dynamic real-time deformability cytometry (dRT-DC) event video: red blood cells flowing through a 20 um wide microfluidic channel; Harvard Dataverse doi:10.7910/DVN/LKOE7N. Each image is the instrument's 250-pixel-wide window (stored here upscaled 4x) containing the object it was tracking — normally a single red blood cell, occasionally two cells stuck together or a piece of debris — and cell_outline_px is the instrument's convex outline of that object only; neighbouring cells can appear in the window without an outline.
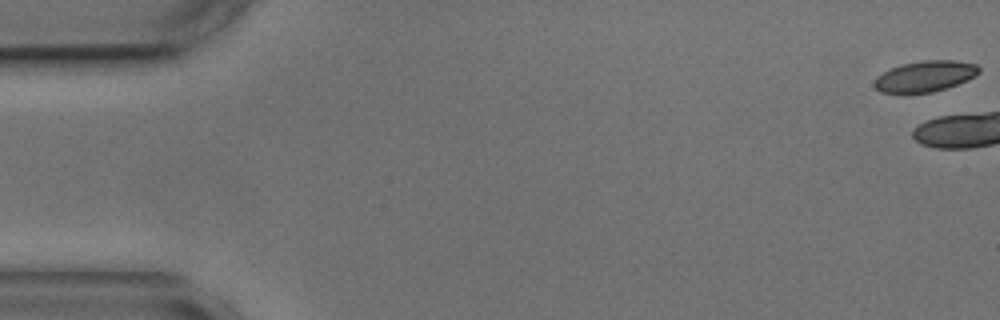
{"species": "common noctule bat (a hibernating species)", "species_latin": "Nyctalus noctula", "temperature_condition": "cold", "stored_images_in_passage": 6, "camera_frame_rate_fps": 3000, "um_per_image_px": 0.085, "animal": {"sex": "male", "body_mass_g": 17.9, "forearm_length_mm": 54.2}, "frame": {"image": 1, "passage_image": 1, "time_ms": 0.0, "image_size_px": [1000, 320], "cell_outline_px": [[980, 72], [976, 76], [968, 80], [932, 92], [904, 96], [900, 96], [880, 92], [872, 84], [876, 76], [900, 64], [924, 60], [956, 60], [976, 64], [980, 68]], "centroid_in_image_um": [78.57, 6.52], "position_along_channel_um": 6.4, "area_um2": 19.54}}